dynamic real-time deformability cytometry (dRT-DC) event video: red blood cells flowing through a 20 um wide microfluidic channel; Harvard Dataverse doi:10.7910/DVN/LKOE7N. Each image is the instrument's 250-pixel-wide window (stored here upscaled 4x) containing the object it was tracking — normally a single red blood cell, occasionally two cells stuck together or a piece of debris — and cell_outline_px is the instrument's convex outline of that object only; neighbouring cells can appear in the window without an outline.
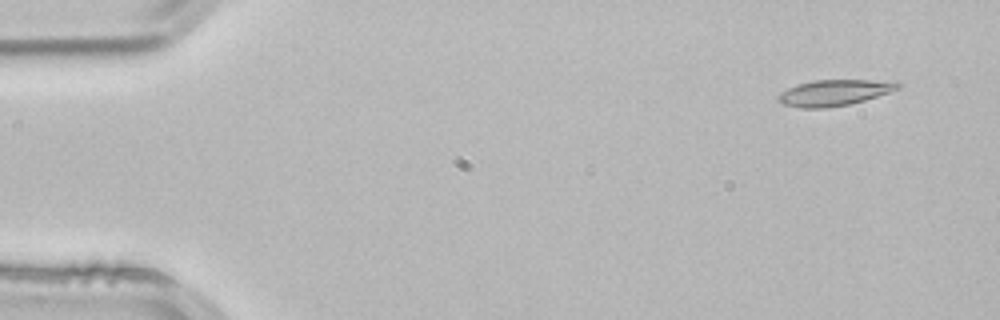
{"species": "common noctule bat (a hibernating species)", "species_latin": "Nyctalus noctula", "temperature_condition": "room temperature", "stored_images_in_passage": 3, "camera_frame_rate_fps": 3000, "um_per_image_px": 0.085, "animal": {"sex": "male", "body_mass_g": 21.5, "forearm_length_mm": 52.0}, "frame": {"image": 1, "passage_image": 1, "time_ms": 0.0, "image_size_px": [1000, 320], "cell_outline_px": [[900, 88], [864, 100], [848, 104], [824, 108], [800, 108], [784, 104], [776, 100], [776, 96], [780, 92], [796, 84], [812, 80], [896, 80], [900, 84]], "centroid_in_image_um": [70.88, 7.86], "position_along_channel_um": 14.1, "area_um2": 18.21}}